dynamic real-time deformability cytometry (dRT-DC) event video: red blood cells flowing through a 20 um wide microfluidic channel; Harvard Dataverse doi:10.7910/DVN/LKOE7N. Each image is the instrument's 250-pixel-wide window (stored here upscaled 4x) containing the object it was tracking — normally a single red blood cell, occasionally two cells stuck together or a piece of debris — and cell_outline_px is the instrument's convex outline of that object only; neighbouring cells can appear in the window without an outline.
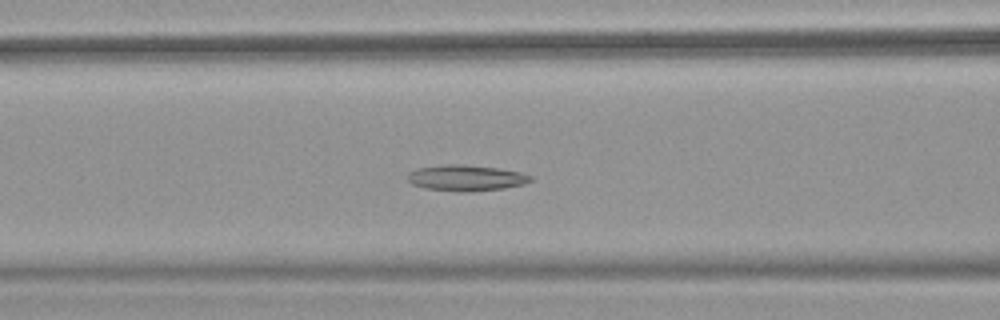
{"species": "common noctule bat (a hibernating species)", "species_latin": "Nyctalus noctula", "temperature_condition": "warm", "stored_images_in_passage": 50, "camera_frame_rate_fps": 3000, "um_per_image_px": 0.085, "animal": {"sex": "female", "body_mass_g": 18.4}, "frame": {"image": 1, "passage_image": 20, "time_ms": 6.333, "image_size_px": [1000, 320], "cell_outline_px": [[532, 180], [524, 184], [504, 188], [468, 192], [456, 192], [424, 188], [412, 184], [408, 180], [408, 172], [416, 168], [444, 164], [460, 164], [496, 168], [520, 172], [532, 176]], "centroid_in_image_um": [39.58, 15.13], "position_along_channel_um": 127.0, "area_um2": 18.67}}
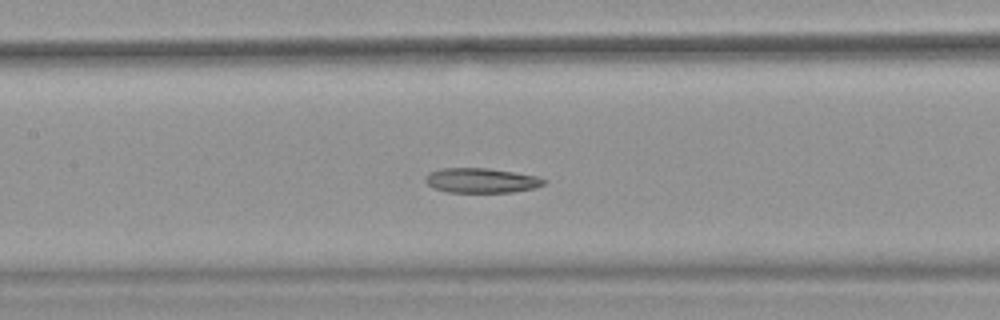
{"frame": {"image": 2, "passage_image": 23, "time_ms": 7.333, "image_size_px": [1000, 320], "cell_outline_px": [[548, 180], [544, 184], [536, 188], [512, 192], [448, 192], [432, 188], [424, 180], [424, 176], [428, 172], [440, 168], [488, 168], [536, 176]], "centroid_in_image_um": [40.87, 15.34], "position_along_channel_um": 166.5, "area_um2": 17.22}}
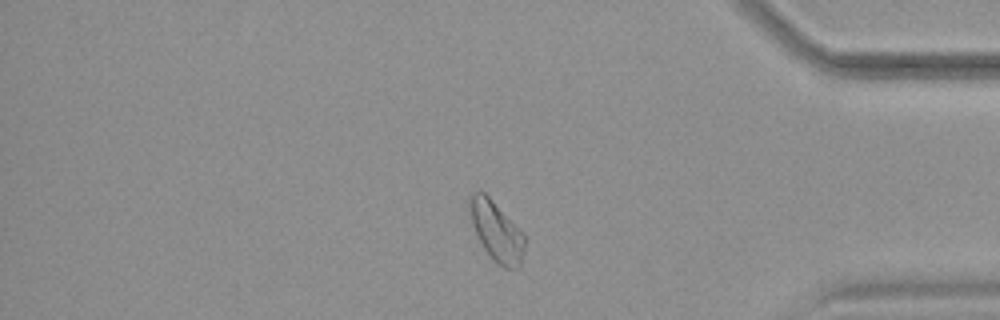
{"frame": {"image": 3, "passage_image": 42, "time_ms": 13.667, "image_size_px": [1000, 320], "cell_outline_px": [[524, 252], [520, 268], [504, 268], [492, 260], [484, 248], [472, 224], [468, 204], [468, 196], [472, 192], [484, 192], [524, 232]], "centroid_in_image_um": [42.21, 19.66], "position_along_channel_um": 393.0, "area_um2": 19.19}, "authors_computed_cell_mechanics": {"area_um2": 19.363, "velocity_mm_per_s": 3.9565, "shape_relaxation_time_tau1_ms": null, "shape_relaxation_time_tau2_ms": 5.351, "deformation_change_tau1": null, "deformation_change_tau2": 0.1182}}